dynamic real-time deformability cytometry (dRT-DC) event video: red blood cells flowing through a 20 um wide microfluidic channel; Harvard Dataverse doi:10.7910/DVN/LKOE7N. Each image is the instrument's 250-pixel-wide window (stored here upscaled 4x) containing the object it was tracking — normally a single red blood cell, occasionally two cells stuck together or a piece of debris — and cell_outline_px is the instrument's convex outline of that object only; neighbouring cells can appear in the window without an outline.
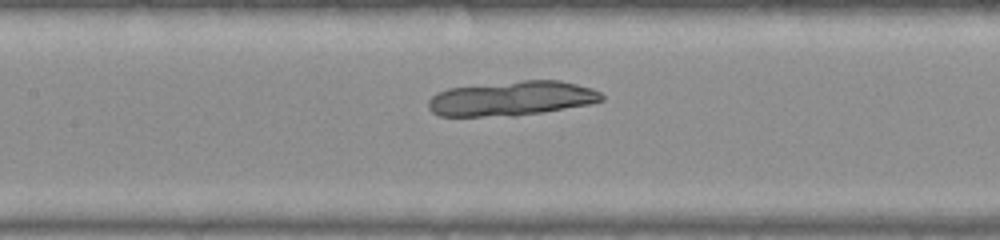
{"species": "common noctule bat (a hibernating species)", "species_latin": "Nyctalus noctula", "temperature_condition": "warm", "stored_images_in_passage": 46, "camera_frame_rate_fps": 3000, "um_per_image_px": 0.085, "animal": {"sex": "female", "body_mass_g": 22.0, "forearm_length_mm": 56.7}, "frame": {"image": 1, "passage_image": 18, "time_ms": 5.667, "image_size_px": [1000, 240], "cell_outline_px": [[604, 100], [588, 104], [516, 116], [440, 116], [432, 112], [428, 108], [428, 100], [432, 96], [448, 88], [524, 80], [560, 80], [592, 88], [600, 92], [604, 96]], "centroid_in_image_um": [43.49, 8.37], "position_along_channel_um": 163.9, "area_um2": 34.74}}